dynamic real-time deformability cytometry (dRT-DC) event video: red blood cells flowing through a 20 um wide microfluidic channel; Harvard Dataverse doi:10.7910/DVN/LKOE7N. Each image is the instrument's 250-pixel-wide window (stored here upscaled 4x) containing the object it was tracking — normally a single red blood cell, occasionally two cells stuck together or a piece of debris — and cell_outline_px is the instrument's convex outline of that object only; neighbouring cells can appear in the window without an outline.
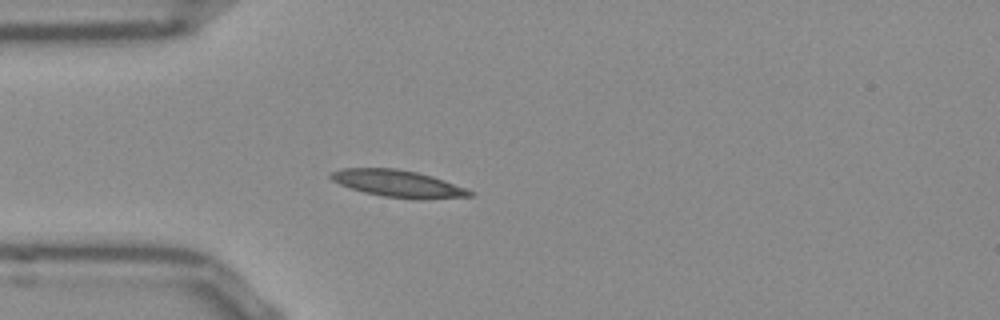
{"species": "Egyptian fruit bat (a non-hibernating species)", "species_latin": "Rousettus aegyptiacus", "temperature_condition": "room temperature", "stored_images_in_passage": 39, "camera_frame_rate_fps": 3000, "um_per_image_px": 0.085, "frame": {"image": 1, "passage_image": 1, "time_ms": 0.0, "image_size_px": [1000, 320], "cell_outline_px": [[476, 192], [472, 196], [424, 200], [420, 200], [384, 196], [364, 192], [340, 184], [332, 180], [328, 176], [332, 172], [340, 168], [396, 168], [416, 172], [432, 176], [444, 180]], "centroid_in_image_um": [33.87, 15.61], "position_along_channel_um": 51.1, "area_um2": 21.91}}
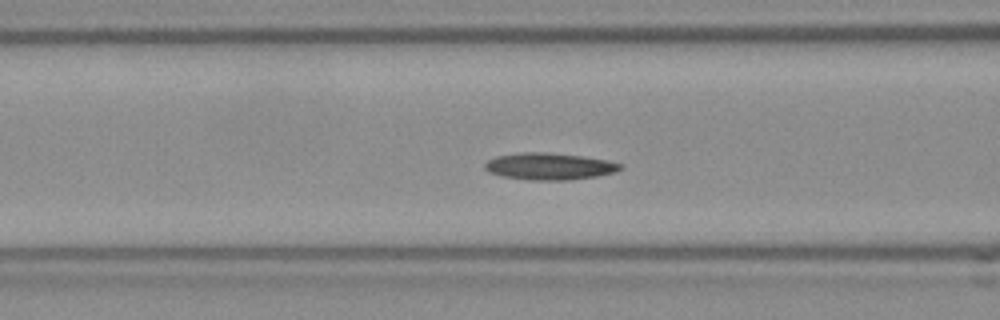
{"frame": {"image": 2, "passage_image": 7, "time_ms": 2.0, "image_size_px": [1000, 320], "cell_outline_px": [[624, 168], [616, 172], [596, 176], [572, 180], [532, 180], [504, 176], [488, 172], [484, 168], [484, 164], [488, 160], [496, 156], [520, 152], [548, 152], [580, 156], [608, 160], [624, 164]], "centroid_in_image_um": [46.73, 14.13], "position_along_channel_um": 119.9, "area_um2": 21.33}}
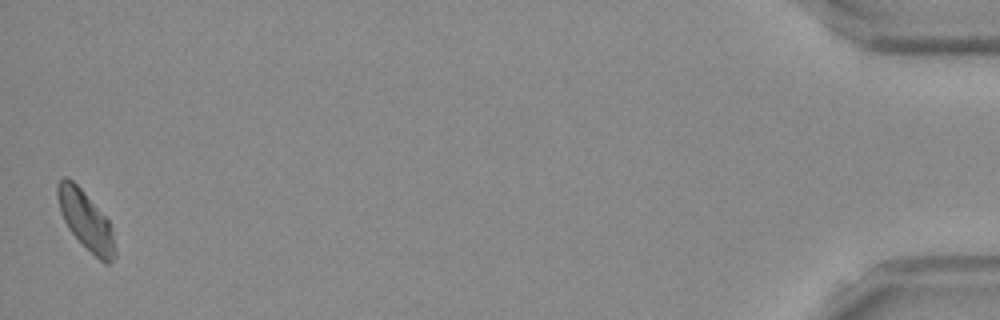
{"frame": {"image": 3, "passage_image": 39, "time_ms": 12.667, "image_size_px": [1000, 320], "cell_outline_px": [[116, 256], [108, 264], [104, 264], [68, 228], [60, 212], [56, 196], [56, 184], [64, 176], [72, 180], [84, 192], [108, 220], [112, 232], [116, 252]], "centroid_in_image_um": [7.27, 18.71], "position_along_channel_um": 427.9, "area_um2": 19.19}, "authors_computed_cell_mechanics": {"area_um2": 19.8254, "velocity_mm_per_s": 3.7962, "shape_relaxation_time_tau1_ms": 9.9056, "shape_relaxation_time_tau2_ms": 3.4951, "deformation_change_tau1": 0.1773, "deformation_change_tau2": 0.0895}}